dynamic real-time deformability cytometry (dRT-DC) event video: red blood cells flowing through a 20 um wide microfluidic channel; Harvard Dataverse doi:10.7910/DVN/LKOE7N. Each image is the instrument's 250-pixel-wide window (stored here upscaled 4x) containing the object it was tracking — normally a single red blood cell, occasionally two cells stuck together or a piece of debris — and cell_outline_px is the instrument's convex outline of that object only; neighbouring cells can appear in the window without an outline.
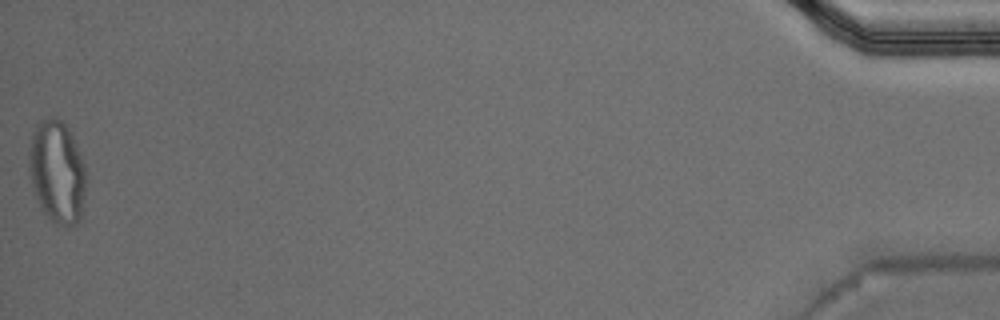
{"species": "Egyptian fruit bat (a non-hibernating species)", "species_latin": "Rousettus aegyptiacus", "temperature_condition": "warm", "stored_images_in_passage": 52, "segment_of_instrument_passage": [2, 2], "camera_frame_rate_fps": 3000, "um_per_image_px": 0.085, "animal": {"sex": "male"}, "frame": {"image": 1, "passage_image": 52, "time_ms": 17.0, "image_size_px": [1000, 320], "cell_outline_px": [[84, 200], [80, 220], [76, 224], [68, 228], [56, 224], [40, 208], [32, 184], [28, 168], [28, 152], [32, 132], [36, 124], [40, 120], [52, 116], [56, 116], [68, 128], [76, 144], [84, 164]], "centroid_in_image_um": [4.83, 14.6], "position_along_channel_um": 430.4, "area_um2": 34.28}}